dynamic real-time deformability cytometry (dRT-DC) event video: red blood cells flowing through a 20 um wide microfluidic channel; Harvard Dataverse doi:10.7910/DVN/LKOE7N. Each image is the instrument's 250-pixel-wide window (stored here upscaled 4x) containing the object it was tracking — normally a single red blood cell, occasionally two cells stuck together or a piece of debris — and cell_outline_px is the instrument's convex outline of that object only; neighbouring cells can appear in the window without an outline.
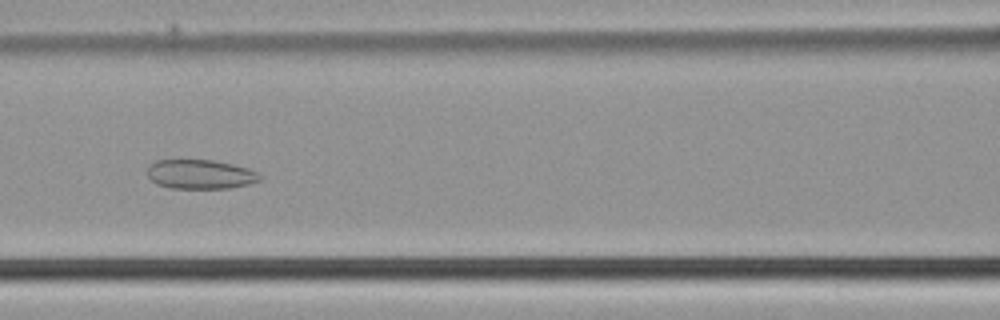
{"species": "common noctule bat (a hibernating species)", "species_latin": "Nyctalus noctula", "temperature_condition": "cold", "stored_images_in_passage": 51, "camera_frame_rate_fps": 3000, "um_per_image_px": 0.085, "animal": {"sex": "male", "body_mass_g": 21.5, "forearm_length_mm": 52.0}, "frame": {"image": 1, "passage_image": 23, "time_ms": 7.333, "image_size_px": [1000, 320], "cell_outline_px": [[260, 180], [248, 184], [228, 188], [168, 188], [156, 184], [148, 176], [148, 164], [156, 160], [212, 160], [232, 164], [248, 168], [256, 172], [260, 176]], "centroid_in_image_um": [16.98, 14.81], "position_along_channel_um": 149.6, "area_um2": 19.13}}
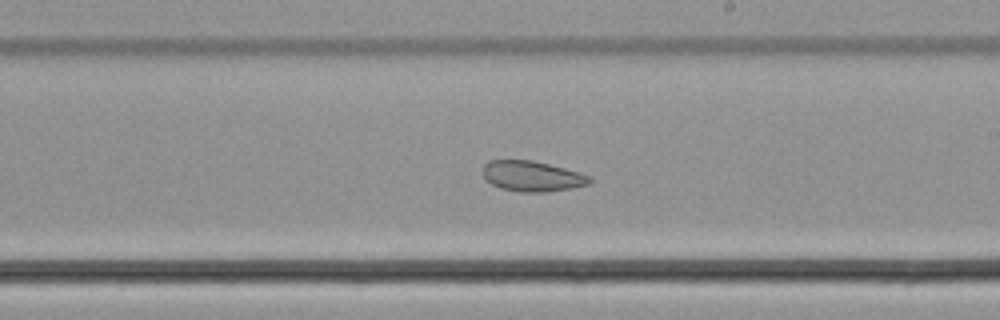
{"frame": {"image": 2, "passage_image": 30, "time_ms": 9.667, "image_size_px": [1000, 320], "cell_outline_px": [[592, 180], [588, 184], [572, 188], [548, 192], [520, 192], [500, 188], [492, 184], [484, 176], [484, 164], [488, 160], [532, 160], [580, 172], [592, 176]], "centroid_in_image_um": [45.26, 14.98], "position_along_channel_um": 243.7, "area_um2": 18.96}}
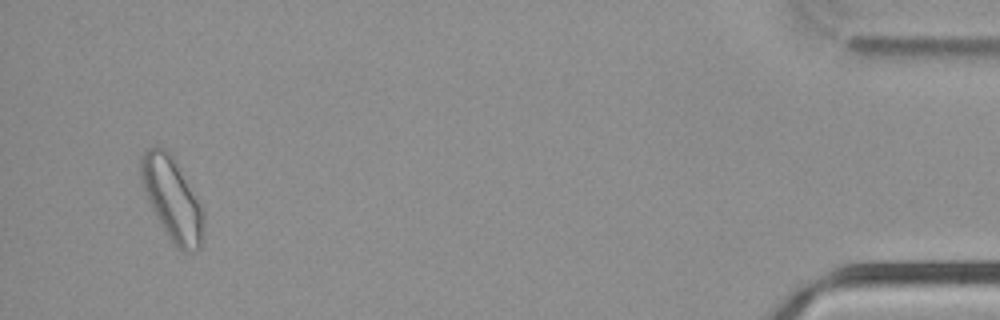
{"frame": {"image": 3, "passage_image": 49, "time_ms": 16.0, "image_size_px": [1000, 320], "cell_outline_px": [[204, 224], [200, 248], [188, 252], [184, 252], [172, 244], [160, 224], [152, 208], [144, 188], [140, 176], [140, 160], [144, 152], [148, 148], [156, 144], [164, 148], [176, 160], [204, 212]], "centroid_in_image_um": [14.63, 16.9], "position_along_channel_um": 420.6, "area_um2": 30.06}}